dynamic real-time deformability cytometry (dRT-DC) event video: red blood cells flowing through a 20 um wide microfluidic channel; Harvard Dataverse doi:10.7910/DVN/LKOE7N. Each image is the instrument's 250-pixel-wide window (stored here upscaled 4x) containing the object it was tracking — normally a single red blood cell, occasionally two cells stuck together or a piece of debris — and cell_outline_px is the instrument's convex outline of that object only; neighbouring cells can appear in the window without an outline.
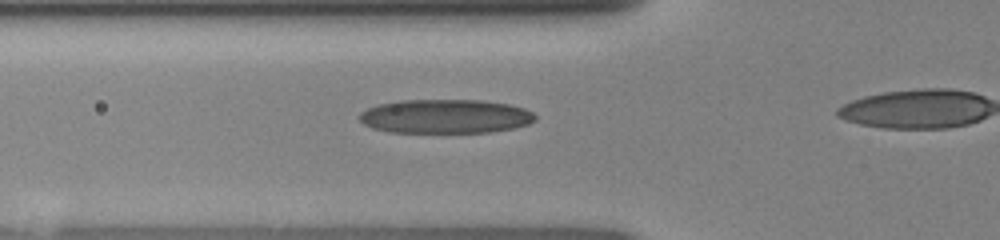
{"species": "human", "species_latin": "Homo sapiens", "temperature_condition": "room temperature", "stored_images_in_passage": 31, "camera_frame_rate_fps": 3000, "um_per_image_px": 0.085, "donor": {"sex": "female"}, "frame": {"image": 1, "passage_image": 12, "time_ms": 3.667, "image_size_px": [1000, 240], "cell_outline_px": [[536, 120], [528, 124], [512, 128], [492, 132], [388, 132], [372, 128], [364, 124], [360, 120], [360, 112], [376, 104], [400, 100], [480, 100], [508, 104], [524, 108], [532, 112], [536, 116]], "centroid_in_image_um": [37.84, 9.88], "position_along_channel_um": 88.0, "area_um2": 34.91}}
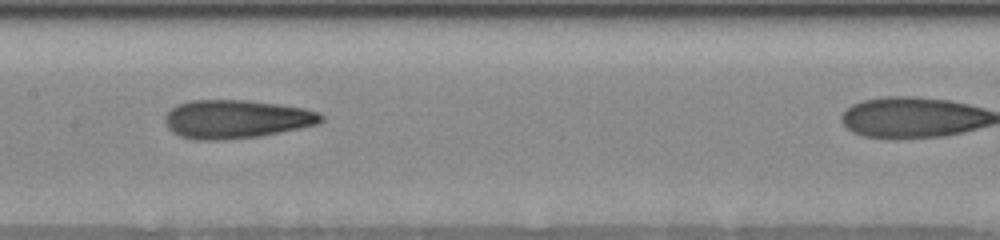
{"frame": {"image": 2, "passage_image": 19, "time_ms": 6.0, "image_size_px": [1000, 240], "cell_outline_px": [[324, 120], [316, 124], [300, 128], [260, 136], [220, 140], [196, 140], [180, 136], [172, 132], [168, 128], [164, 120], [164, 116], [176, 104], [192, 100], [244, 100], [276, 104], [304, 108], [316, 112], [324, 116]], "centroid_in_image_um": [20.04, 10.13], "position_along_channel_um": 187.4, "area_um2": 34.91}}
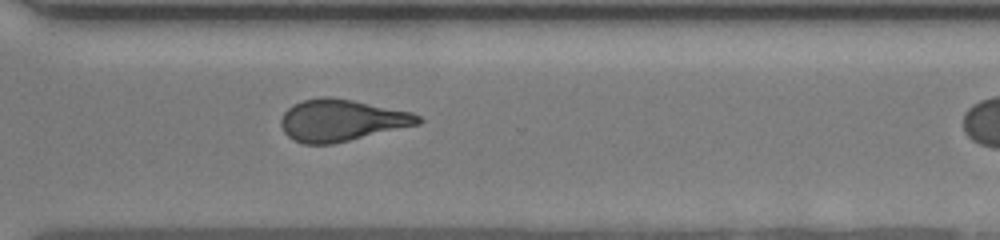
{"frame": {"image": 3, "passage_image": 30, "time_ms": 9.667, "image_size_px": [1000, 240], "cell_outline_px": [[424, 120], [420, 124], [332, 144], [304, 144], [288, 136], [284, 132], [280, 124], [280, 120], [284, 112], [288, 108], [304, 100], [320, 96], [332, 96], [412, 112], [420, 116]], "centroid_in_image_um": [29.03, 10.22], "position_along_channel_um": 341.6, "area_um2": 33.29}}